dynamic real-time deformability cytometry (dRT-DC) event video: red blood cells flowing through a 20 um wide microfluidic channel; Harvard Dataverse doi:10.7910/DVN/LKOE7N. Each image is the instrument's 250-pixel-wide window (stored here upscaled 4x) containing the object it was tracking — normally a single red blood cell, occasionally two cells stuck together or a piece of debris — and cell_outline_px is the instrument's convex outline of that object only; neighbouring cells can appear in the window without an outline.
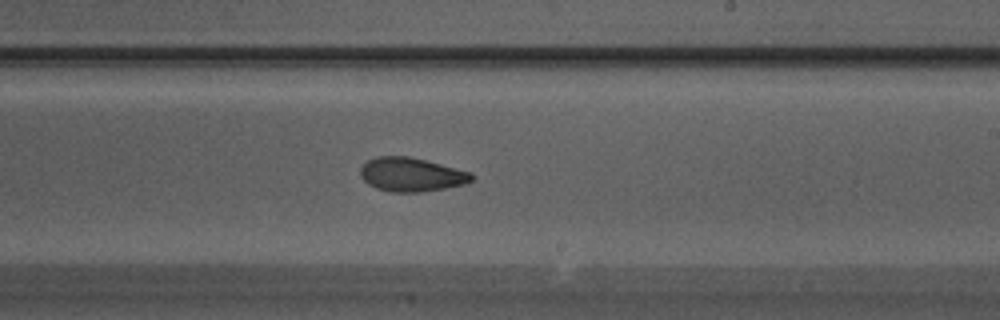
{"species": "Egyptian fruit bat (a non-hibernating species)", "species_latin": "Rousettus aegyptiacus", "temperature_condition": "warm", "stored_images_in_passage": 24, "camera_frame_rate_fps": 3000, "um_per_image_px": 0.085, "animal": {"sex": "male"}, "frame": {"image": 1, "passage_image": 11, "time_ms": 3.333, "image_size_px": [1000, 320], "cell_outline_px": [[476, 176], [472, 180], [464, 184], [444, 188], [420, 192], [392, 192], [376, 188], [368, 184], [360, 176], [360, 168], [368, 160], [376, 156], [408, 156], [472, 172]], "centroid_in_image_um": [34.96, 14.84], "position_along_channel_um": 254.0, "area_um2": 21.91}}
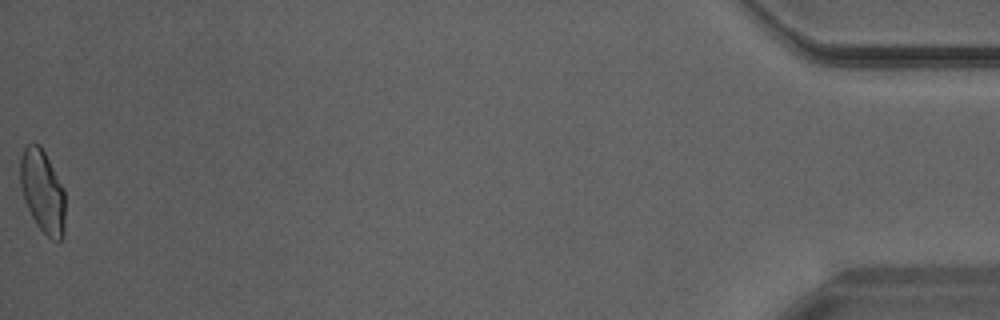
{"frame": {"image": 2, "passage_image": 24, "time_ms": 7.667, "image_size_px": [1000, 320], "cell_outline_px": [[64, 236], [60, 240], [52, 240], [36, 224], [24, 200], [20, 184], [20, 156], [24, 148], [28, 144], [40, 144], [64, 188]], "centroid_in_image_um": [3.61, 16.26], "position_along_channel_um": 431.6, "area_um2": 21.62}}